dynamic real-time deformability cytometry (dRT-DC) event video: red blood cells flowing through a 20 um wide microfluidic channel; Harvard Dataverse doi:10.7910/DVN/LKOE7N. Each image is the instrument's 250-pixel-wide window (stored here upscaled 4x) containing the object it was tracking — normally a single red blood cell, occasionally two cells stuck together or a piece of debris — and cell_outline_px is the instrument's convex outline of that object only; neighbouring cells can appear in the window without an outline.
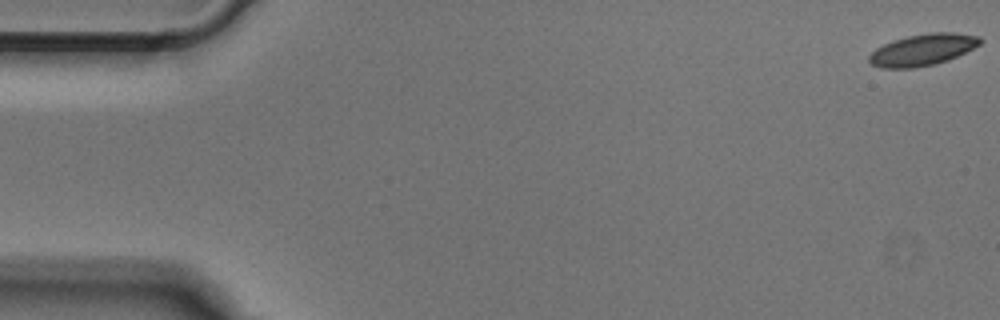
{"species": "Egyptian fruit bat (a non-hibernating species)", "species_latin": "Rousettus aegyptiacus", "temperature_condition": "cold", "stored_images_in_passage": 14, "camera_frame_rate_fps": 3000, "um_per_image_px": 0.085, "animal": {"sex": "male"}, "frame": {"image": 1, "passage_image": 1, "time_ms": 0.0, "image_size_px": [1000, 320], "cell_outline_px": [[984, 40], [980, 44], [948, 60], [936, 64], [912, 68], [880, 68], [872, 64], [868, 60], [868, 56], [876, 48], [892, 40], [908, 36], [928, 32], [956, 32], [980, 36]], "centroid_in_image_um": [78.43, 4.22], "position_along_channel_um": 6.6, "area_um2": 20.52}}
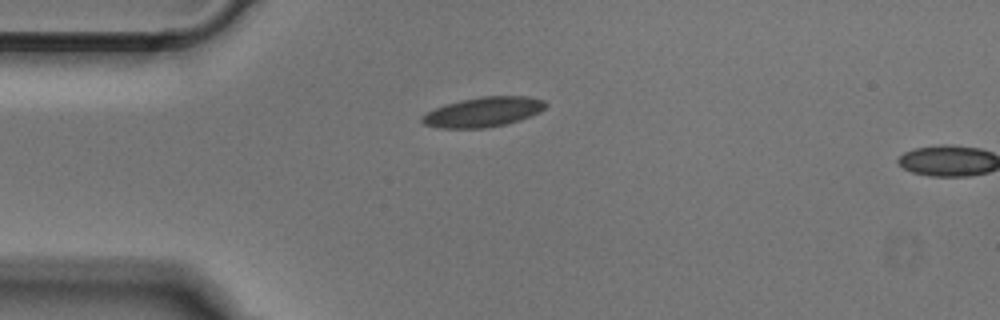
{"frame": {"image": 2, "passage_image": 13, "time_ms": 4.0, "image_size_px": [1000, 320], "cell_outline_px": [[548, 104], [540, 112], [520, 120], [504, 124], [484, 128], [440, 128], [424, 124], [420, 120], [420, 116], [424, 112], [460, 100], [480, 96], [528, 96], [544, 100]], "centroid_in_image_um": [41.06, 9.51], "position_along_channel_um": 43.9, "area_um2": 21.5}}